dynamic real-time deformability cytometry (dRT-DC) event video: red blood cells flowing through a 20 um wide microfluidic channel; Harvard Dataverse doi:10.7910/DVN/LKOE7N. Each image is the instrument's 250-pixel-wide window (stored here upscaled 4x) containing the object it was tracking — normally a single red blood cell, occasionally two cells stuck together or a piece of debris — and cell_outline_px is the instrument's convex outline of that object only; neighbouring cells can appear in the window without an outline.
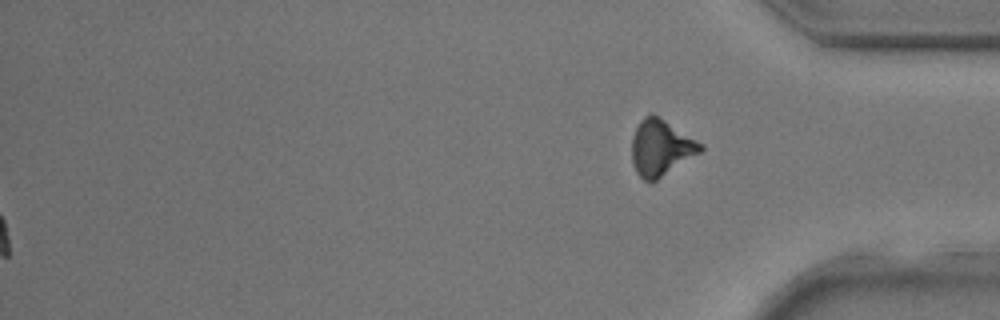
{"species": "common noctule bat (a hibernating species)", "species_latin": "Nyctalus noctula", "temperature_condition": "room temperature", "stored_images_in_passage": 37, "segment_of_instrument_passage": [2, 2], "camera_frame_rate_fps": 3000, "um_per_image_px": 0.085, "animal": {"sex": "male", "body_mass_g": 17.9, "forearm_length_mm": 54.2}, "frame": {"image": 1, "passage_image": 37, "time_ms": 12.0, "image_size_px": [1000, 320], "cell_outline_px": [[704, 148], [700, 152], [656, 180], [644, 180], [636, 172], [632, 160], [632, 136], [640, 120], [644, 116], [652, 112], [704, 144]], "centroid_in_image_um": [56.16, 12.52], "position_along_channel_um": 379.0, "area_um2": 22.2}}